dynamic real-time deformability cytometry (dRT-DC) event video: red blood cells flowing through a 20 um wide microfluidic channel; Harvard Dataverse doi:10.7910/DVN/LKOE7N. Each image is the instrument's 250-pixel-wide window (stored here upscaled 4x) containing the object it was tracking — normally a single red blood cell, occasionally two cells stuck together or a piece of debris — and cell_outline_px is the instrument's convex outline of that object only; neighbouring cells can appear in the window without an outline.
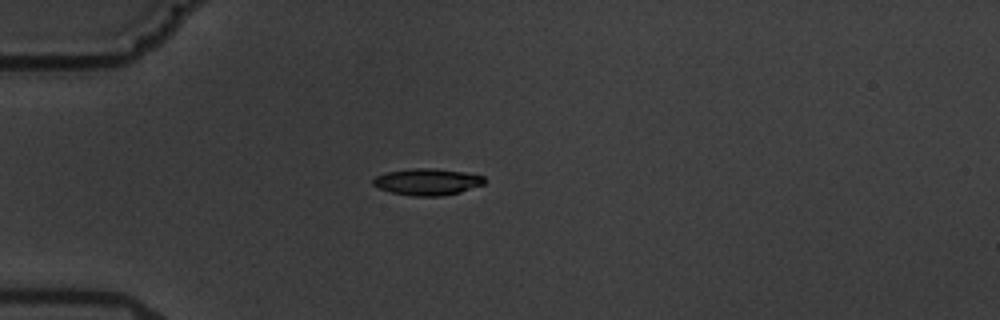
{"species": "common noctule bat (a hibernating species)", "species_latin": "Nyctalus noctula", "temperature_condition": "warm", "stored_images_in_passage": 6, "camera_frame_rate_fps": 3000, "um_per_image_px": 0.085, "animal": {"sex": "male", "body_mass_g": 19.5, "forearm_length_mm": 54.6}, "frame": {"image": 1, "passage_image": 1, "time_ms": 0.0, "image_size_px": [1000, 320], "cell_outline_px": [[488, 180], [484, 184], [460, 192], [440, 196], [412, 196], [392, 192], [380, 188], [372, 184], [372, 180], [376, 176], [388, 172], [412, 168], [436, 168], [464, 172], [484, 176]], "centroid_in_image_um": [36.36, 15.45], "position_along_channel_um": 48.6, "area_um2": 17.28}}
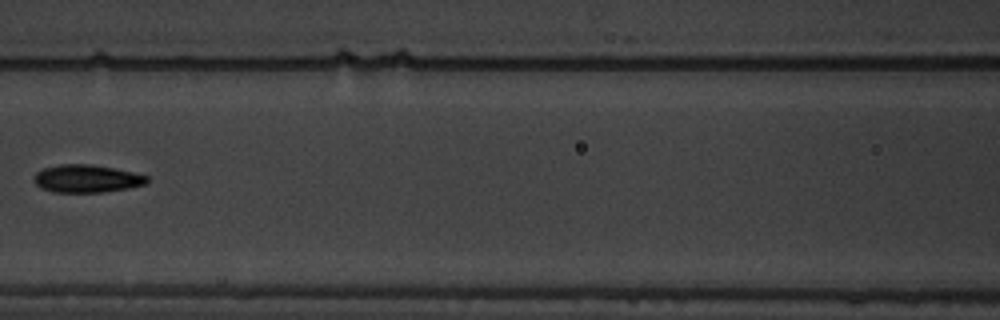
{"frame": {"image": 2, "passage_image": 4, "time_ms": 3.667, "image_size_px": [1000, 320], "cell_outline_px": [[148, 180], [144, 184], [128, 188], [104, 192], [52, 192], [40, 188], [32, 180], [36, 172], [44, 168], [60, 164], [92, 164], [132, 172], [148, 176]], "centroid_in_image_um": [7.32, 15.18], "position_along_channel_um": 159.3, "area_um2": 18.26}}
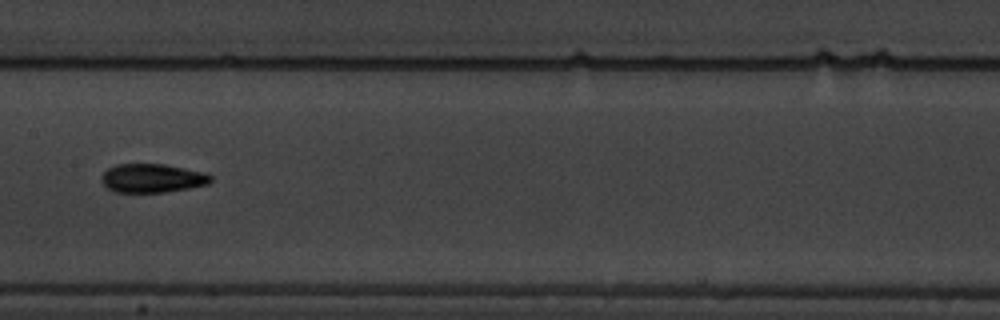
{"frame": {"image": 3, "passage_image": 5, "time_ms": 4.667, "image_size_px": [1000, 320], "cell_outline_px": [[212, 180], [208, 184], [188, 188], [164, 192], [116, 192], [108, 188], [100, 180], [100, 176], [108, 168], [116, 164], [164, 164], [204, 172], [212, 176]], "centroid_in_image_um": [12.92, 15.14], "position_along_channel_um": 194.5, "area_um2": 18.26}}